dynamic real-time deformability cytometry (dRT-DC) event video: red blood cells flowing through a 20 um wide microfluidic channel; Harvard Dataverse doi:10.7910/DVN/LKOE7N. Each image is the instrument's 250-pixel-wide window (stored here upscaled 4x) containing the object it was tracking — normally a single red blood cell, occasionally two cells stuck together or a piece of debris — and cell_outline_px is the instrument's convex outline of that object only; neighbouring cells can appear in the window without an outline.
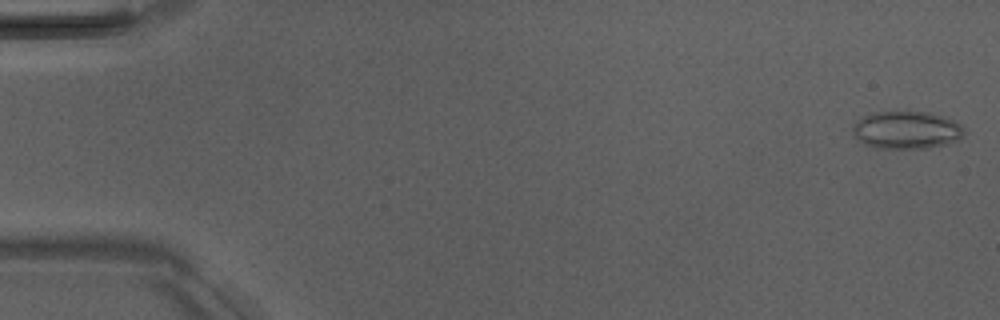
{"species": "Egyptian fruit bat (a non-hibernating species)", "species_latin": "Rousettus aegyptiacus", "temperature_condition": "room temperature", "stored_images_in_passage": 5, "camera_frame_rate_fps": 3000, "um_per_image_px": 0.085, "animal": {"sex": "male"}, "frame": {"image": 1, "passage_image": 1, "time_ms": 0.0, "image_size_px": [1000, 320], "cell_outline_px": [[964, 132], [960, 140], [948, 144], [928, 148], [876, 148], [864, 144], [852, 136], [852, 124], [860, 116], [872, 112], [928, 112], [944, 116], [960, 124], [964, 128]], "centroid_in_image_um": [77.01, 11.05], "position_along_channel_um": 8.0, "area_um2": 24.91}}
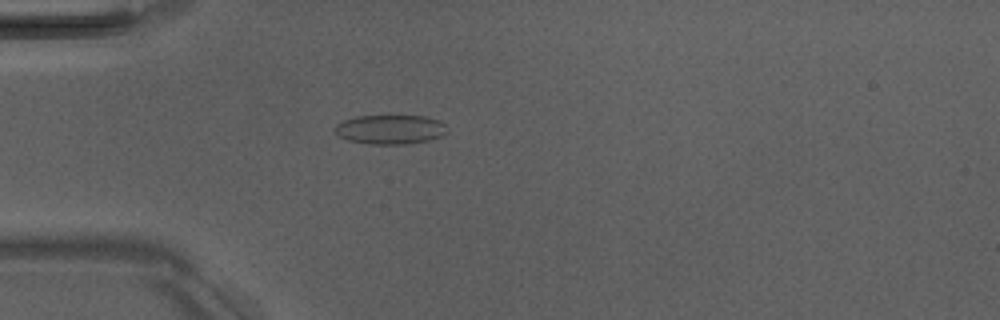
{"frame": {"image": 2, "passage_image": 5, "time_ms": 4.667, "image_size_px": [1000, 320], "cell_outline_px": [[448, 132], [444, 136], [428, 140], [404, 144], [372, 144], [348, 140], [340, 136], [336, 132], [336, 124], [344, 120], [356, 116], [424, 116], [440, 120], [444, 124]], "centroid_in_image_um": [33.22, 11.0], "position_along_channel_um": 51.8, "area_um2": 19.07}}